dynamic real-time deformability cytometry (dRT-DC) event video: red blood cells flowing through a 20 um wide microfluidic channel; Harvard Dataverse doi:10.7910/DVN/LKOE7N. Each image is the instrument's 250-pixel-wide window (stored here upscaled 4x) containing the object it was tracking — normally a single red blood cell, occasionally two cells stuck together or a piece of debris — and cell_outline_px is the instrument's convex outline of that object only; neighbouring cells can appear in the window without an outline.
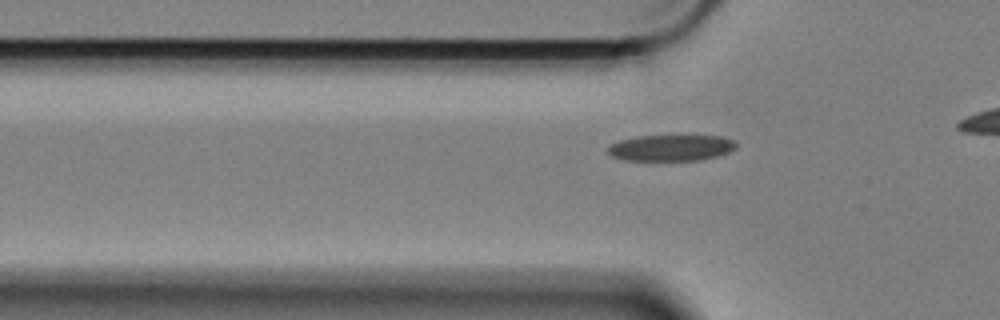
{"species": "Egyptian fruit bat (a non-hibernating species)", "species_latin": "Rousettus aegyptiacus", "temperature_condition": "cold", "stored_images_in_passage": 24, "camera_frame_rate_fps": 3000, "um_per_image_px": 0.085, "animal": {"sex": "female"}, "frame": {"image": 1, "passage_image": 4, "time_ms": 1.0, "image_size_px": [1000, 320], "cell_outline_px": [[736, 148], [728, 152], [716, 156], [700, 160], [624, 160], [612, 156], [608, 152], [608, 148], [612, 144], [620, 140], [636, 136], [720, 136], [732, 140], [736, 144]], "centroid_in_image_um": [57.02, 12.56], "position_along_channel_um": 68.8, "area_um2": 19.31}}
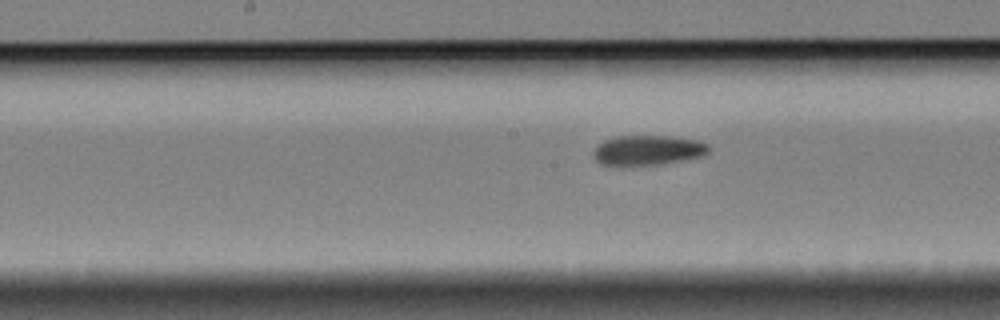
{"frame": {"image": 2, "passage_image": 15, "time_ms": 4.667, "image_size_px": [1000, 320], "cell_outline_px": [[708, 152], [700, 156], [660, 164], [600, 164], [596, 160], [592, 152], [604, 140], [620, 136], [672, 136], [696, 140], [708, 144]], "centroid_in_image_um": [55.06, 12.75], "position_along_channel_um": 193.1, "area_um2": 19.48}}
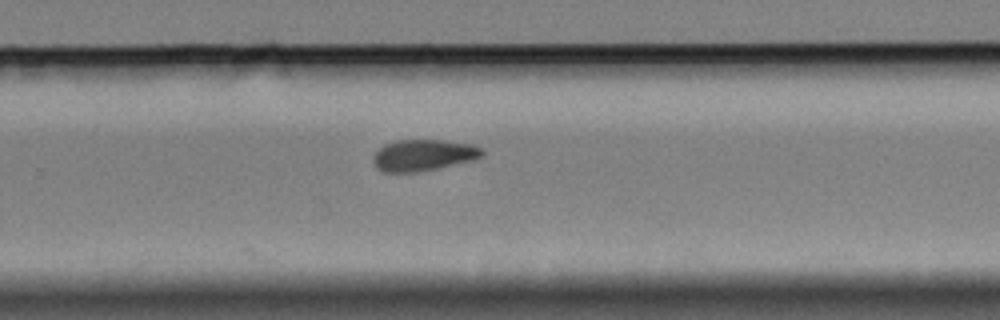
{"frame": {"image": 3, "passage_image": 24, "time_ms": 7.667, "image_size_px": [1000, 320], "cell_outline_px": [[484, 156], [476, 160], [416, 172], [384, 172], [376, 168], [372, 160], [372, 156], [384, 144], [396, 140], [444, 140], [472, 144], [480, 148], [484, 152]], "centroid_in_image_um": [35.99, 13.18], "position_along_channel_um": 293.8, "area_um2": 20.06}}